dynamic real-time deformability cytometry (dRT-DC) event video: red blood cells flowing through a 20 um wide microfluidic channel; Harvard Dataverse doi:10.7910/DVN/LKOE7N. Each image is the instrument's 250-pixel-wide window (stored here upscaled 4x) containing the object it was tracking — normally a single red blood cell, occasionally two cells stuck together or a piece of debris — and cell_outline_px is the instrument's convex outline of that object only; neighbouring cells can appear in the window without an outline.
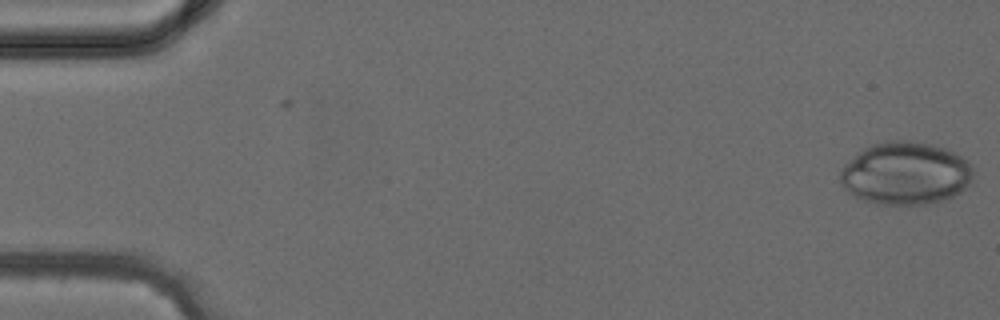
{"species": "common noctule bat (a hibernating species)", "species_latin": "Nyctalus noctula", "temperature_condition": "cold", "stored_images_in_passage": 3, "camera_frame_rate_fps": 3000, "um_per_image_px": 0.085, "animal": {"sex": "female", "body_mass_g": 24.6, "forearm_length_mm": 56.2}, "frame": {"image": 1, "passage_image": 3, "time_ms": 0.667, "image_size_px": [1000, 320], "cell_outline_px": [[972, 168], [968, 184], [960, 192], [952, 196], [928, 204], [876, 204], [864, 200], [856, 196], [844, 188], [840, 184], [840, 172], [864, 148], [872, 144], [888, 140], [908, 140], [928, 144], [944, 148], [960, 156]], "centroid_in_image_um": [76.94, 14.74], "position_along_channel_um": 8.1, "area_um2": 47.63}}